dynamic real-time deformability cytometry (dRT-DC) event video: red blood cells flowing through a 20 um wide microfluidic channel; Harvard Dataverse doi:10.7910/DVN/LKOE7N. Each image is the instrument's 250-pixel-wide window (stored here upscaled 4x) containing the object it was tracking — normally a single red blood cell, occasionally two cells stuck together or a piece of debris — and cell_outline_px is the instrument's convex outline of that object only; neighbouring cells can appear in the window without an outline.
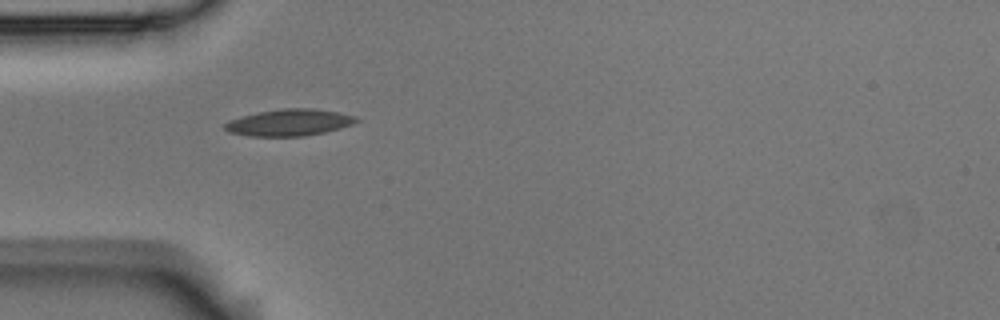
{"species": "Egyptian fruit bat (a non-hibernating species)", "species_latin": "Rousettus aegyptiacus", "temperature_condition": "room temperature", "stored_images_in_passage": 2, "camera_frame_rate_fps": 3000, "um_per_image_px": 0.085, "animal": {"sex": "male"}, "frame": {"image": 1, "passage_image": 1, "time_ms": 0.0, "image_size_px": [1000, 320], "cell_outline_px": [[360, 120], [352, 124], [340, 128], [324, 132], [304, 136], [248, 136], [228, 132], [224, 128], [224, 124], [228, 120], [260, 112], [280, 108], [312, 108], [336, 112], [356, 116]], "centroid_in_image_um": [24.58, 10.41], "position_along_channel_um": 60.4, "area_um2": 20.35}}
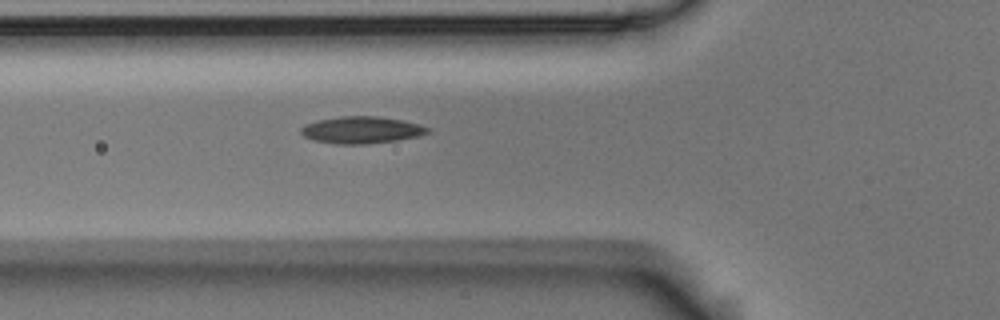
{"frame": {"image": 2, "passage_image": 2, "time_ms": 0.333, "image_size_px": [1000, 320], "cell_outline_px": [[432, 128], [428, 132], [416, 136], [396, 140], [364, 144], [336, 144], [312, 140], [304, 136], [300, 132], [300, 128], [304, 124], [316, 120], [340, 116], [376, 116], [404, 120], [420, 124]], "centroid_in_image_um": [30.69, 11.03], "position_along_channel_um": 95.1, "area_um2": 20.0}}